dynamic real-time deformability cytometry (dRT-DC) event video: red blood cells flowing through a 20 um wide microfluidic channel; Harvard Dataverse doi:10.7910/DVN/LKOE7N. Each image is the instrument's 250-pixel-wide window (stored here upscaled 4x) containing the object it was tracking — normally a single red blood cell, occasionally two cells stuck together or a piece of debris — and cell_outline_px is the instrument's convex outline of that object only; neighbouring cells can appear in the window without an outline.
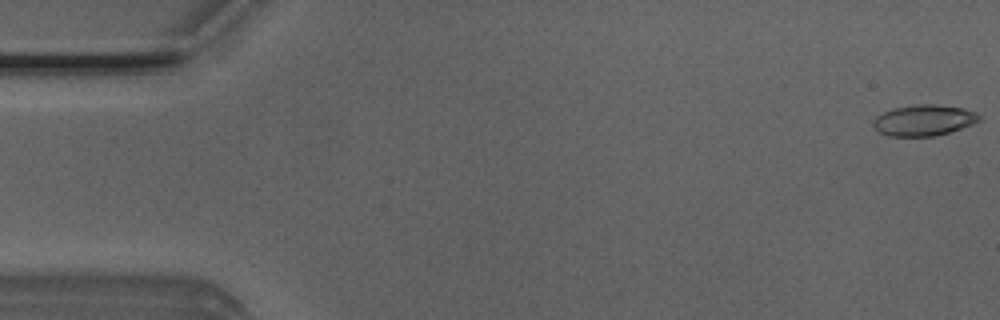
{"species": "Egyptian fruit bat (a non-hibernating species)", "species_latin": "Rousettus aegyptiacus", "temperature_condition": "room temperature", "stored_images_in_passage": 5, "camera_frame_rate_fps": 3000, "um_per_image_px": 0.085, "animal": {"sex": "male"}, "frame": {"image": 1, "passage_image": 1, "time_ms": 0.0, "image_size_px": [1000, 320], "cell_outline_px": [[980, 120], [972, 124], [936, 136], [888, 136], [872, 128], [872, 120], [876, 116], [892, 108], [916, 104], [936, 104], [964, 108], [976, 112], [980, 116]], "centroid_in_image_um": [78.49, 10.21], "position_along_channel_um": 6.5, "area_um2": 19.25}}
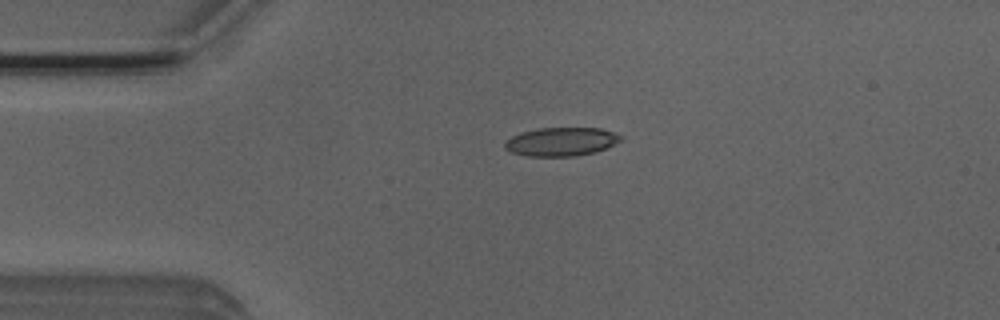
{"frame": {"image": 2, "passage_image": 4, "time_ms": 1.0, "image_size_px": [1000, 320], "cell_outline_px": [[624, 140], [596, 152], [576, 156], [528, 156], [512, 152], [504, 148], [504, 140], [520, 132], [540, 128], [600, 128], [624, 136]], "centroid_in_image_um": [47.71, 12.04], "position_along_channel_um": 37.3, "area_um2": 19.48}}